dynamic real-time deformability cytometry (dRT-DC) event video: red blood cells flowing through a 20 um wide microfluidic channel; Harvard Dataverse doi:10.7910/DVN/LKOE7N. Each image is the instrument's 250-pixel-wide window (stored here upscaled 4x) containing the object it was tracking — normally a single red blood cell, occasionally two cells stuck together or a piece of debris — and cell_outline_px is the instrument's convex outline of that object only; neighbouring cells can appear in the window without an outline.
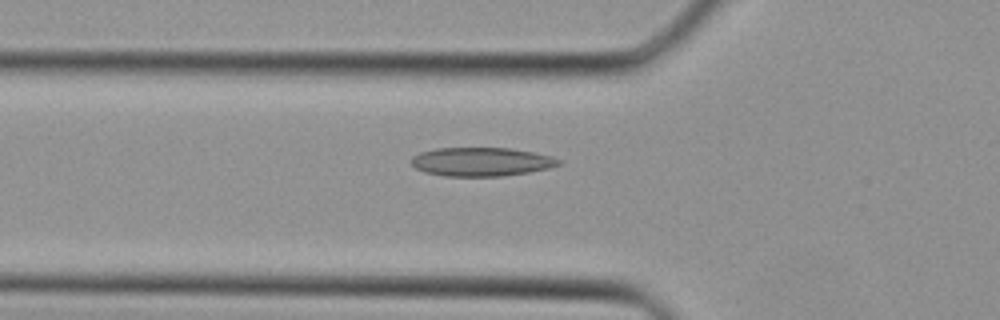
{"species": "Egyptian fruit bat (a non-hibernating species)", "species_latin": "Rousettus aegyptiacus", "temperature_condition": "cold", "stored_images_in_passage": 30, "camera_frame_rate_fps": 3000, "um_per_image_px": 0.085, "animal": {"sex": "female"}, "frame": {"image": 1, "passage_image": 4, "time_ms": 1.0, "image_size_px": [1000, 320], "cell_outline_px": [[564, 160], [560, 164], [548, 168], [528, 172], [500, 176], [444, 176], [424, 172], [416, 168], [412, 164], [412, 156], [420, 152], [436, 148], [512, 148], [552, 156]], "centroid_in_image_um": [40.92, 13.74], "position_along_channel_um": 84.9, "area_um2": 24.68}}
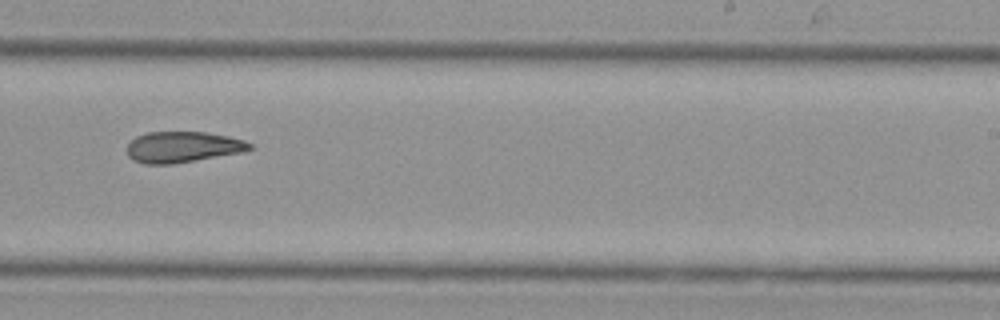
{"frame": {"image": 2, "passage_image": 15, "time_ms": 4.667, "image_size_px": [1000, 320], "cell_outline_px": [[252, 148], [240, 152], [172, 164], [144, 164], [132, 160], [128, 156], [128, 144], [136, 136], [148, 132], [204, 132], [228, 136], [244, 140], [252, 144]], "centroid_in_image_um": [15.49, 12.49], "position_along_channel_um": 273.5, "area_um2": 21.91}}
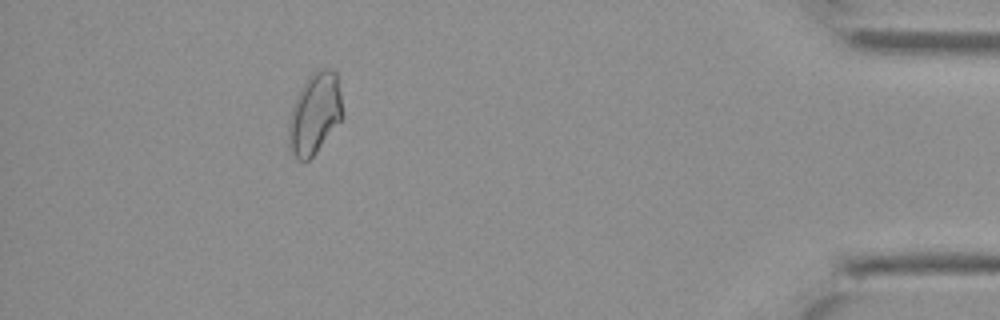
{"frame": {"image": 3, "passage_image": 26, "time_ms": 8.333, "image_size_px": [1000, 320], "cell_outline_px": [[344, 116], [316, 152], [308, 160], [296, 160], [288, 148], [288, 120], [296, 96], [300, 88], [308, 76], [312, 72], [320, 68], [332, 68], [336, 72], [340, 92]], "centroid_in_image_um": [26.73, 9.64], "position_along_channel_um": 408.5, "area_um2": 25.78}}